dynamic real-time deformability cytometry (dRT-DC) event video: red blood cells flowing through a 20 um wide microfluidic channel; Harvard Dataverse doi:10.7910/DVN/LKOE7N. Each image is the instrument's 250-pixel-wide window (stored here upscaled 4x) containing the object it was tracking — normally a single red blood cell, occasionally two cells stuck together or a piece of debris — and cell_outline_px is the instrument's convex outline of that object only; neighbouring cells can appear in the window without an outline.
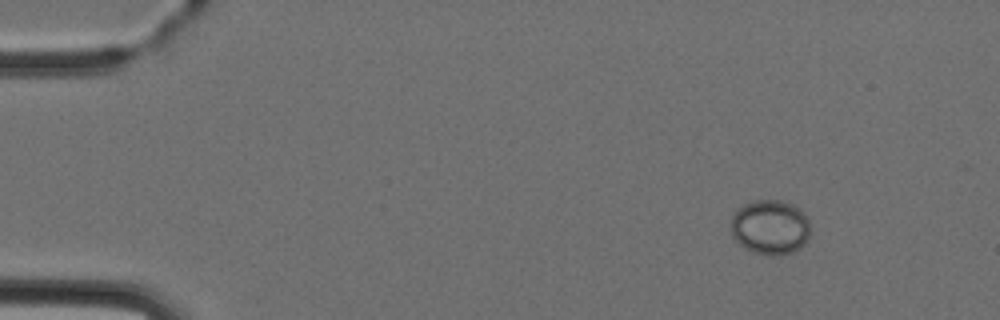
{"species": "Egyptian fruit bat (a non-hibernating species)", "species_latin": "Rousettus aegyptiacus", "temperature_condition": "cold", "stored_images_in_passage": 5, "camera_frame_rate_fps": 3000, "um_per_image_px": 0.085, "animal": {"sex": "female"}, "frame": {"image": 1, "passage_image": 1, "time_ms": 0.0, "image_size_px": [1000, 320], "cell_outline_px": [[808, 240], [800, 248], [792, 252], [776, 256], [768, 256], [752, 252], [744, 248], [732, 240], [732, 216], [736, 208], [752, 200], [780, 200], [792, 204], [800, 208], [808, 216]], "centroid_in_image_um": [65.44, 19.32], "position_along_channel_um": 19.6, "area_um2": 25.84}}
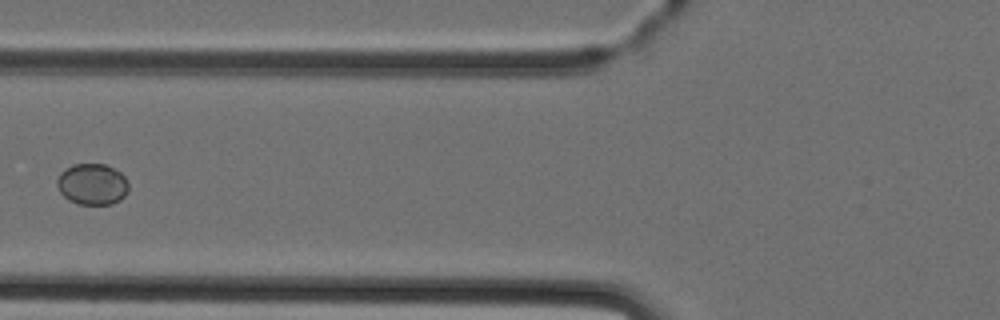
{"frame": {"image": 2, "passage_image": 5, "time_ms": 4.667, "image_size_px": [1000, 320], "cell_outline_px": [[128, 192], [120, 200], [112, 204], [80, 204], [68, 200], [60, 192], [56, 184], [56, 180], [60, 172], [64, 168], [72, 164], [104, 164], [120, 172], [128, 180]], "centroid_in_image_um": [7.83, 15.65], "position_along_channel_um": 118.0, "area_um2": 17.34}}